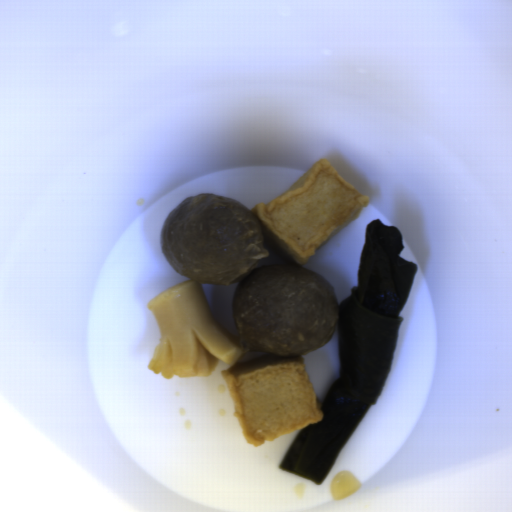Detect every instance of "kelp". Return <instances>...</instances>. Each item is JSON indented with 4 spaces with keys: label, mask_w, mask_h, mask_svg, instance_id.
I'll list each match as a JSON object with an SVG mask.
<instances>
[{
    "label": "kelp",
    "mask_w": 512,
    "mask_h": 512,
    "mask_svg": "<svg viewBox=\"0 0 512 512\" xmlns=\"http://www.w3.org/2000/svg\"><path fill=\"white\" fill-rule=\"evenodd\" d=\"M401 232L380 219L365 224L358 286L341 302L336 339L340 370L322 418L302 428L279 469L324 482L357 426L377 403L389 376L400 310L412 289L417 265L401 258Z\"/></svg>",
    "instance_id": "99668d17"
}]
</instances>
